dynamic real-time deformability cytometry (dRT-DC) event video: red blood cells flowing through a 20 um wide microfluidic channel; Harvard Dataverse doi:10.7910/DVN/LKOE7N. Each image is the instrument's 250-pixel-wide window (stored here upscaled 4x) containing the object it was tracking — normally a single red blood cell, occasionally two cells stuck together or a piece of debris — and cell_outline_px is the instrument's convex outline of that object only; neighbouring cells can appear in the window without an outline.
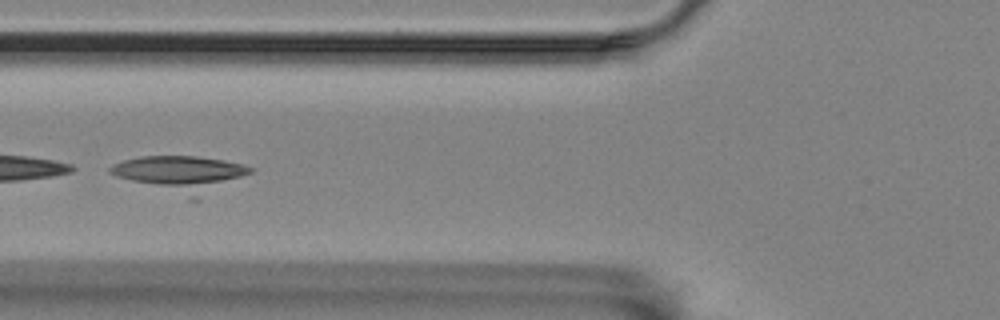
{"species": "Egyptian fruit bat (a non-hibernating species)", "species_latin": "Rousettus aegyptiacus", "temperature_condition": "room temperature", "stored_images_in_passage": 36, "camera_frame_rate_fps": 3000, "um_per_image_px": 0.085, "animal": {"sex": "female"}, "frame": {"image": 1, "passage_image": 12, "time_ms": 3.667, "image_size_px": [1000, 320], "cell_outline_px": [[256, 168], [252, 172], [196, 200], [188, 200], [116, 176], [108, 172], [108, 168], [124, 160], [144, 156], [192, 156], [220, 160], [240, 164]], "centroid_in_image_um": [15.35, 14.8], "position_along_channel_um": 110.4, "area_um2": 29.13}}
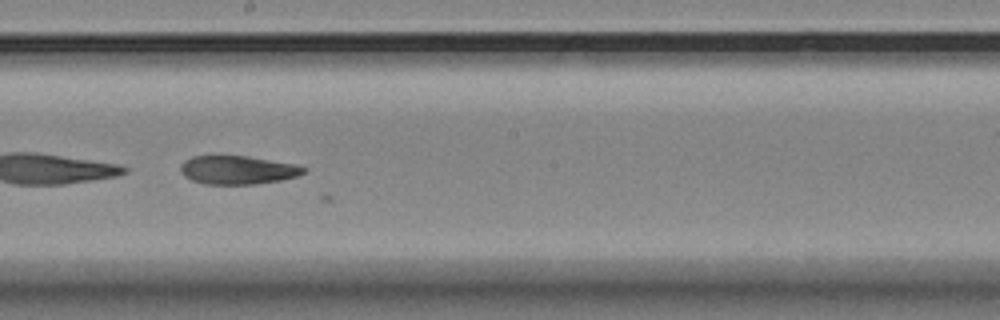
{"frame": {"image": 2, "passage_image": 22, "time_ms": 7.0, "image_size_px": [1000, 320], "cell_outline_px": [[308, 168], [304, 172], [296, 176], [280, 180], [256, 184], [204, 184], [192, 180], [184, 176], [180, 172], [180, 164], [184, 160], [192, 156], [248, 156], [296, 164]], "centroid_in_image_um": [20.18, 14.44], "position_along_channel_um": 228.0, "area_um2": 20.52}}
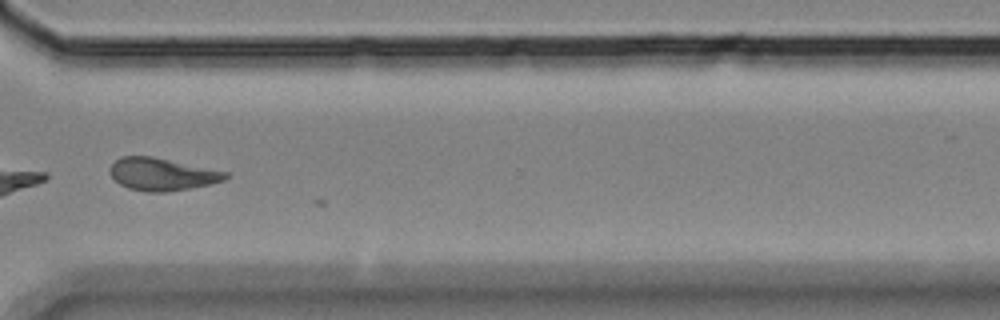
{"frame": {"image": 3, "passage_image": 33, "time_ms": 10.667, "image_size_px": [1000, 320], "cell_outline_px": [[228, 176], [224, 180], [208, 184], [168, 192], [144, 192], [128, 188], [120, 184], [112, 176], [108, 168], [120, 156], [152, 156], [228, 172]], "centroid_in_image_um": [13.73, 14.81], "position_along_channel_um": 356.9, "area_um2": 21.73}}